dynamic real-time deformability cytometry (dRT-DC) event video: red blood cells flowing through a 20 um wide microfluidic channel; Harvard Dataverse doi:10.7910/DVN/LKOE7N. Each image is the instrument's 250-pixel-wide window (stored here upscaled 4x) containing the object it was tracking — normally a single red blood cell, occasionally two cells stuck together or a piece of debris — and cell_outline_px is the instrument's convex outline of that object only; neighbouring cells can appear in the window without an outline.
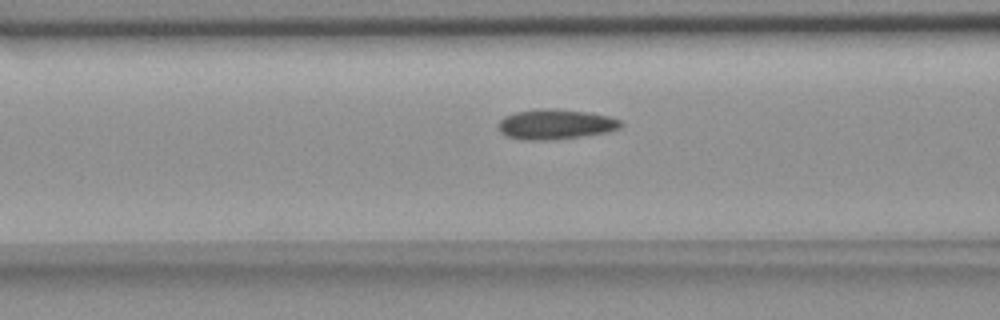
{"species": "common noctule bat (a hibernating species)", "species_latin": "Nyctalus noctula", "temperature_condition": "room temperature", "stored_images_in_passage": 15, "camera_frame_rate_fps": 3000, "um_per_image_px": 0.085, "animal": {"sex": "female", "body_mass_g": 18.4}, "frame": {"image": 1, "passage_image": 9, "time_ms": 2.667, "image_size_px": [1000, 320], "cell_outline_px": [[624, 124], [620, 128], [608, 132], [580, 136], [544, 140], [524, 140], [508, 136], [500, 132], [496, 124], [504, 116], [516, 112], [536, 108], [556, 108], [588, 112], [608, 116], [620, 120]], "centroid_in_image_um": [47.19, 10.54], "position_along_channel_um": 119.4, "area_um2": 21.56}}
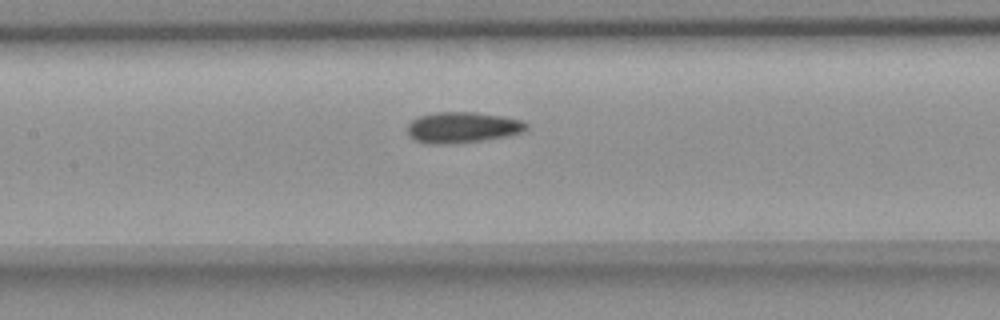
{"frame": {"image": 2, "passage_image": 13, "time_ms": 4.0, "image_size_px": [1000, 320], "cell_outline_px": [[528, 128], [520, 132], [508, 136], [480, 140], [440, 144], [428, 144], [416, 140], [408, 132], [408, 124], [412, 120], [420, 116], [436, 112], [476, 112], [500, 116], [520, 120], [528, 124]], "centroid_in_image_um": [39.31, 10.82], "position_along_channel_um": 168.1, "area_um2": 20.98}}